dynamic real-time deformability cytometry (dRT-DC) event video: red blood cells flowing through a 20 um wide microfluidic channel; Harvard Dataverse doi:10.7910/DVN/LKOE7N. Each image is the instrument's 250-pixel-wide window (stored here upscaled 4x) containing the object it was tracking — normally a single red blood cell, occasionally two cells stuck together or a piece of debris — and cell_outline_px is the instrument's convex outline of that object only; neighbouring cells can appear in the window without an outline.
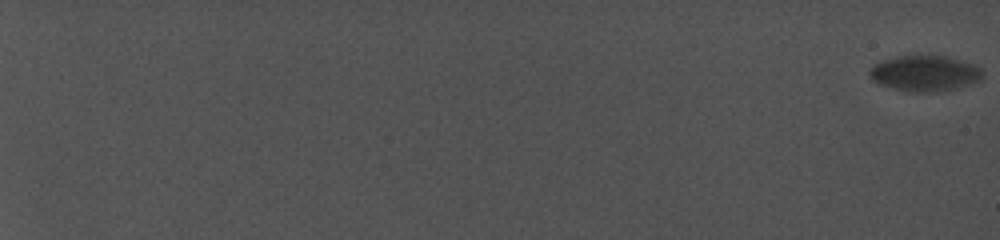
{"species": "common noctule bat (a hibernating species)", "species_latin": "Nyctalus noctula", "temperature_condition": "cold", "stored_images_in_passage": 78, "camera_frame_rate_fps": 5000, "um_per_image_px": 0.085, "animal": {"sex": "female", "body_mass_g": 19.0, "forearm_length_mm": 56.7}, "frame": {"image": 1, "passage_image": 1, "time_ms": 0.0, "image_size_px": [1000, 240], "cell_outline_px": [[984, 72], [980, 80], [972, 84], [956, 88], [936, 92], [916, 92], [892, 88], [876, 84], [872, 80], [868, 72], [872, 64], [896, 56], [948, 56], [976, 64]], "centroid_in_image_um": [78.61, 6.23], "position_along_channel_um": 6.4, "area_um2": 23.81}}
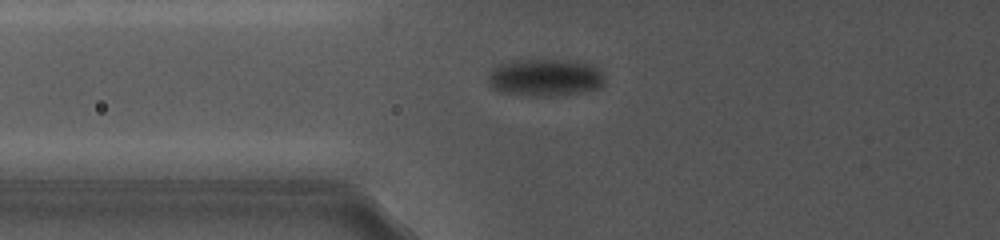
{"frame": {"image": 2, "passage_image": 33, "time_ms": 10.6, "image_size_px": [1000, 240], "cell_outline_px": [[604, 84], [600, 88], [584, 92], [552, 96], [532, 96], [500, 92], [492, 88], [488, 80], [488, 76], [492, 68], [496, 64], [508, 60], [568, 60], [592, 64], [600, 68], [604, 72]], "centroid_in_image_um": [46.35, 6.58], "position_along_channel_um": 79.5, "area_um2": 25.89}}
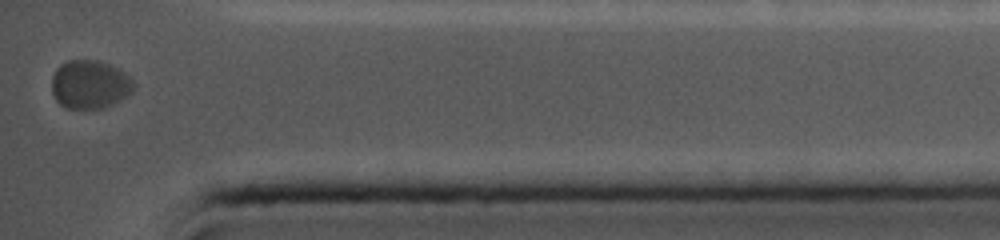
{"frame": {"image": 3, "passage_image": 78, "time_ms": 20.2, "image_size_px": [1000, 240], "cell_outline_px": [[136, 84], [132, 92], [120, 100], [104, 108], [64, 108], [56, 100], [52, 92], [52, 76], [56, 68], [60, 64], [68, 60], [96, 60], [108, 64], [124, 72]], "centroid_in_image_um": [7.62, 7.18], "position_along_channel_um": 427.6, "area_um2": 23.18}, "authors_computed_cell_mechanics": {"area_um2": 23.8136, "velocity_mm_per_s": 3.7434, "shape_relaxation_time_tau1_ms": 0.8434, "shape_relaxation_time_tau2_ms": null, "deformation_change_tau1": 0.0394, "deformation_change_tau2": null}}